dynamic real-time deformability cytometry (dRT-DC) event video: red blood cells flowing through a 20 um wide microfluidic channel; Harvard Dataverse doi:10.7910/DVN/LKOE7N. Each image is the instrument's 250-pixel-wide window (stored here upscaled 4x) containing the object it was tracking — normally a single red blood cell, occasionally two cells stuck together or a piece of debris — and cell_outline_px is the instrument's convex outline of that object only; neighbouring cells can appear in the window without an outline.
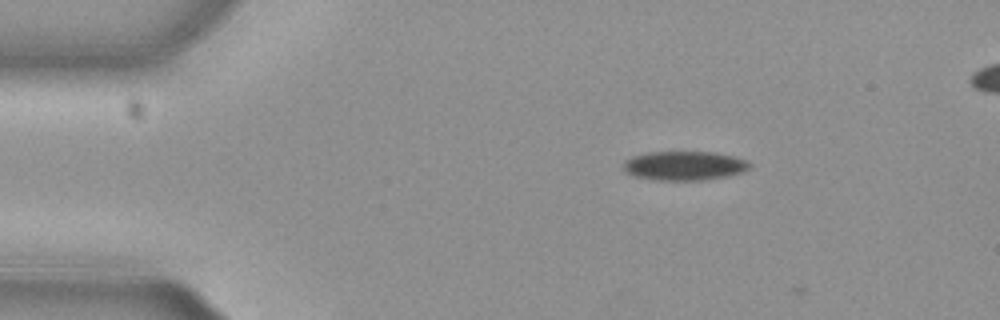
{"species": "common noctule bat (a hibernating species)", "species_latin": "Nyctalus noctula", "temperature_condition": "cold", "stored_images_in_passage": 5, "camera_frame_rate_fps": 3000, "um_per_image_px": 0.085, "animal": {"sex": "female", "body_mass_g": 29.2, "forearm_length_mm": 56.3}, "frame": {"image": 1, "passage_image": 2, "time_ms": 0.333, "image_size_px": [1000, 320], "cell_outline_px": [[752, 164], [748, 168], [740, 172], [724, 176], [700, 180], [656, 180], [632, 176], [624, 172], [624, 160], [632, 156], [648, 152], [716, 152], [732, 156], [744, 160]], "centroid_in_image_um": [58.09, 14.08], "position_along_channel_um": 26.9, "area_um2": 21.27}}